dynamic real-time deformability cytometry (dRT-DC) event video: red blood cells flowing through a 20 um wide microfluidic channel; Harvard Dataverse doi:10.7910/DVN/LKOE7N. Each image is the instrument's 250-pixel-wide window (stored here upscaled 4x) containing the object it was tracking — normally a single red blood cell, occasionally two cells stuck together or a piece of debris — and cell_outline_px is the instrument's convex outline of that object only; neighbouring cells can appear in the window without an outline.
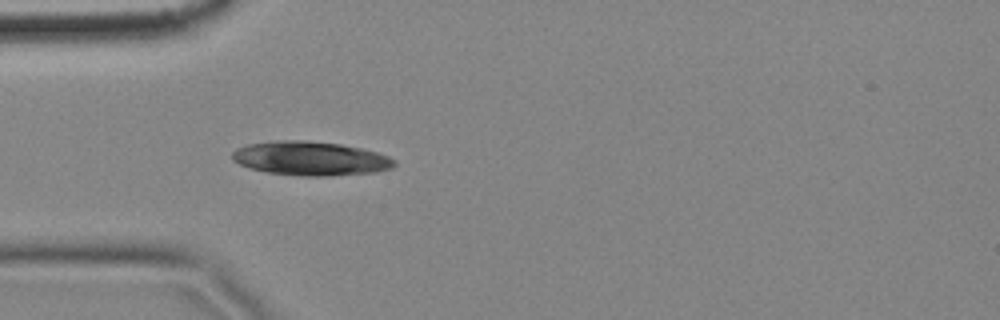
{"species": "common noctule bat (a hibernating species)", "species_latin": "Nyctalus noctula", "temperature_condition": "cold", "stored_images_in_passage": 2, "camera_frame_rate_fps": 3000, "um_per_image_px": 0.085, "animal": {"sex": "female", "body_mass_g": 18.4}, "frame": {"image": 1, "passage_image": 2, "time_ms": 0.333, "image_size_px": [1000, 320], "cell_outline_px": [[396, 164], [392, 168], [376, 172], [328, 176], [304, 176], [268, 172], [248, 168], [232, 160], [232, 152], [236, 148], [248, 144], [276, 140], [304, 140], [340, 144], [360, 148], [376, 152], [388, 156], [396, 160]], "centroid_in_image_um": [26.38, 13.47], "position_along_channel_um": 58.6, "area_um2": 32.19}}